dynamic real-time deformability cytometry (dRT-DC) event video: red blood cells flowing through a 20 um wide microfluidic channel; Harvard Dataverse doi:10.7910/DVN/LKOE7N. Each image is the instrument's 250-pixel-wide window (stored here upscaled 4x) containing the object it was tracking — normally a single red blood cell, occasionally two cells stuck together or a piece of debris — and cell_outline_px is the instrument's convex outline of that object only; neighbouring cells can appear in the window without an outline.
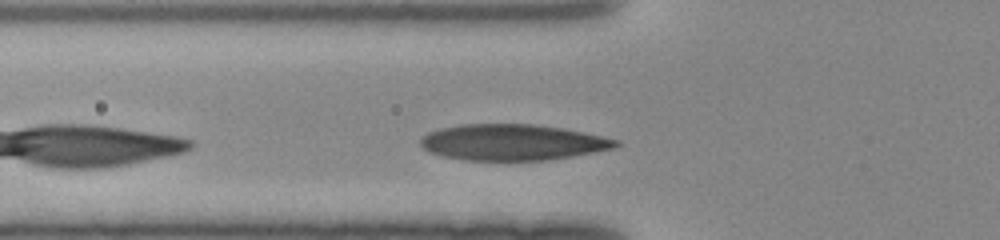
{"species": "human", "species_latin": "Homo sapiens", "temperature_condition": "room temperature", "stored_images_in_passage": 22, "camera_frame_rate_fps": 3000, "um_per_image_px": 0.085, "donor": {"sex": "female"}, "frame": {"image": 1, "passage_image": 3, "time_ms": 0.667, "image_size_px": [1000, 240], "cell_outline_px": [[620, 144], [616, 148], [572, 156], [548, 160], [464, 160], [444, 156], [428, 152], [420, 144], [420, 136], [428, 132], [440, 128], [460, 124], [532, 124], [564, 128], [604, 136], [620, 140]], "centroid_in_image_um": [43.57, 12.09], "position_along_channel_um": 82.2, "area_um2": 41.27}}
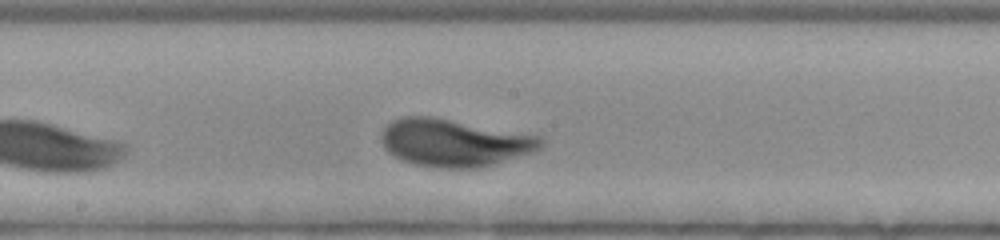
{"frame": {"image": 2, "passage_image": 12, "time_ms": 3.667, "image_size_px": [1000, 240], "cell_outline_px": [[544, 144], [540, 148], [480, 168], [436, 168], [416, 164], [404, 160], [388, 152], [384, 148], [380, 140], [380, 136], [384, 128], [392, 120], [404, 116], [432, 116], [540, 136], [544, 140]], "centroid_in_image_um": [38.55, 12.12], "position_along_channel_um": 209.7, "area_um2": 43.7}}
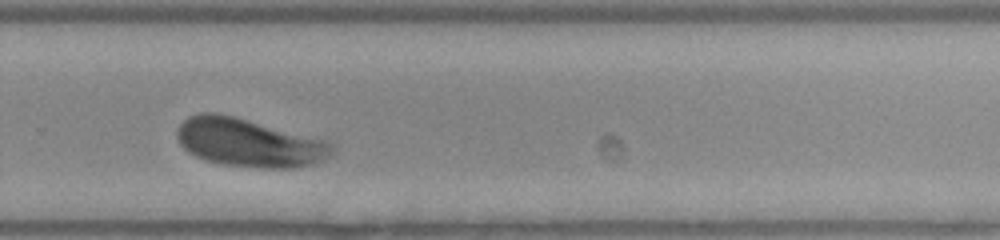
{"frame": {"image": 3, "passage_image": 19, "time_ms": 6.0, "image_size_px": [1000, 240], "cell_outline_px": [[336, 148], [332, 156], [316, 164], [296, 168], [260, 168], [224, 164], [204, 160], [188, 152], [180, 144], [176, 136], [176, 132], [180, 124], [188, 116], [200, 112], [212, 112], [236, 116], [328, 140], [336, 144]], "centroid_in_image_um": [21.23, 12.12], "position_along_channel_um": 308.6, "area_um2": 44.51}}